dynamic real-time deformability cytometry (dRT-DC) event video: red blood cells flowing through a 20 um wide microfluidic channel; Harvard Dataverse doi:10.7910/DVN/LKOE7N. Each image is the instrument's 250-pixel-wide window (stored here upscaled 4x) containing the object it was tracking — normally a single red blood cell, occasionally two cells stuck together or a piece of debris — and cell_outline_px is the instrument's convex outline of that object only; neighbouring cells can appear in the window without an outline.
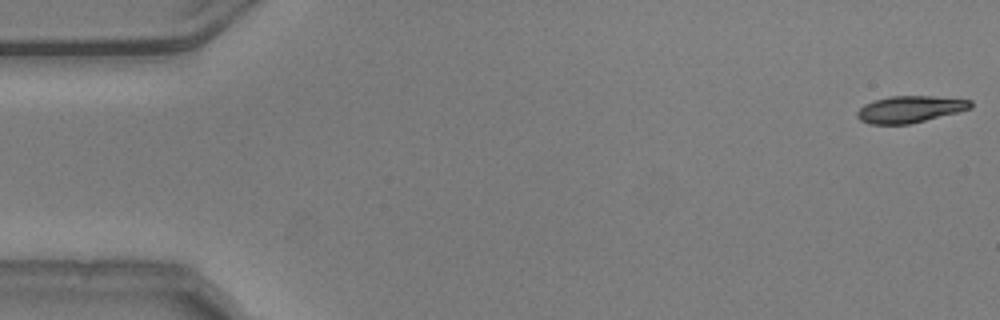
{"species": "common noctule bat (a hibernating species)", "species_latin": "Nyctalus noctula", "temperature_condition": "warm", "stored_images_in_passage": 20, "camera_frame_rate_fps": 3000, "um_per_image_px": 0.085, "animal": {"sex": "male", "body_mass_g": 20.5, "forearm_length_mm": 52.5}, "frame": {"image": 1, "passage_image": 1, "time_ms": 0.0, "image_size_px": [1000, 320], "cell_outline_px": [[972, 108], [908, 124], [868, 124], [860, 120], [856, 116], [856, 112], [864, 104], [888, 96], [936, 96], [972, 100]], "centroid_in_image_um": [77.32, 9.27], "position_along_channel_um": 7.7, "area_um2": 17.57}}
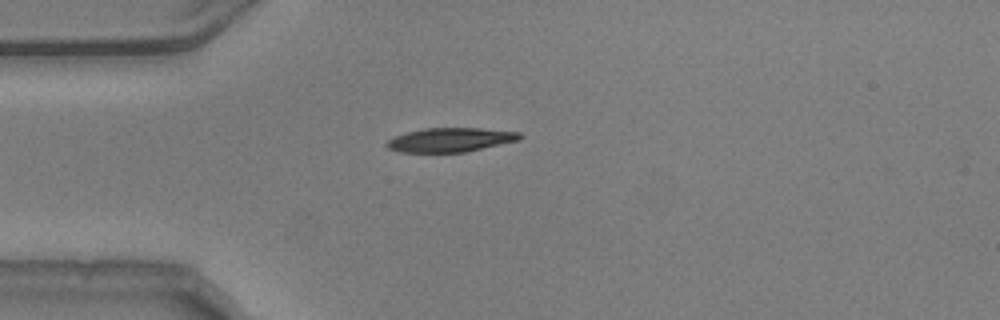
{"frame": {"image": 2, "passage_image": 14, "time_ms": 4.333, "image_size_px": [1000, 320], "cell_outline_px": [[524, 136], [520, 140], [464, 152], [400, 152], [388, 148], [384, 144], [388, 140], [396, 136], [408, 132], [424, 128], [480, 128], [520, 132]], "centroid_in_image_um": [38.31, 11.88], "position_along_channel_um": 46.7, "area_um2": 18.61}}